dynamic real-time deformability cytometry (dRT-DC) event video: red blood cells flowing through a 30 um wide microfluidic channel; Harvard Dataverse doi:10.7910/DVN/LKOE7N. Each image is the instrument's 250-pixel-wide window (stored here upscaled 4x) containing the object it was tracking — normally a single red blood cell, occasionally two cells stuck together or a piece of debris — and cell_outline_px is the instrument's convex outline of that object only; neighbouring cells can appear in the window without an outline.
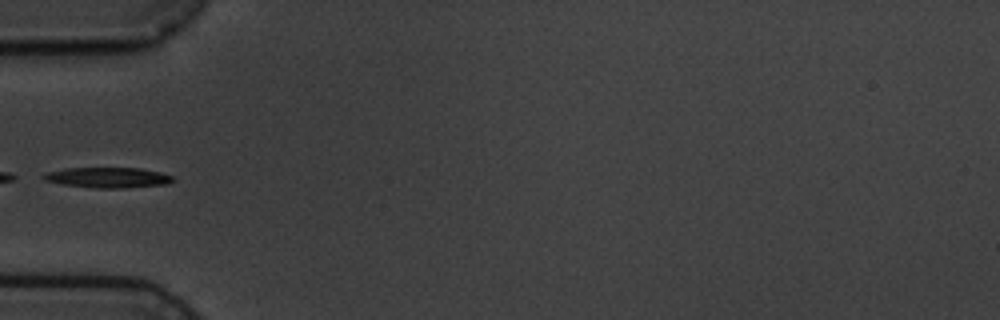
{"species": "common noctule bat (a hibernating species)", "species_latin": "Nyctalus noctula", "temperature_condition": "cold", "stored_images_in_passage": 5, "segment_of_instrument_passage": [2, 2], "camera_frame_rate_fps": 3000, "um_per_image_px": 0.085, "animal": {"sex": "male", "body_mass_g": 19.5, "forearm_length_mm": 54.6}, "frame": {"image": 1, "passage_image": 5, "time_ms": 4.333, "image_size_px": [1000, 320], "cell_outline_px": [[176, 180], [168, 184], [124, 188], [96, 188], [60, 184], [44, 180], [40, 176], [48, 172], [64, 168], [140, 168], [160, 172], [172, 176]], "centroid_in_image_um": [9.17, 15.09], "position_along_channel_um": 75.8, "area_um2": 15.49}}